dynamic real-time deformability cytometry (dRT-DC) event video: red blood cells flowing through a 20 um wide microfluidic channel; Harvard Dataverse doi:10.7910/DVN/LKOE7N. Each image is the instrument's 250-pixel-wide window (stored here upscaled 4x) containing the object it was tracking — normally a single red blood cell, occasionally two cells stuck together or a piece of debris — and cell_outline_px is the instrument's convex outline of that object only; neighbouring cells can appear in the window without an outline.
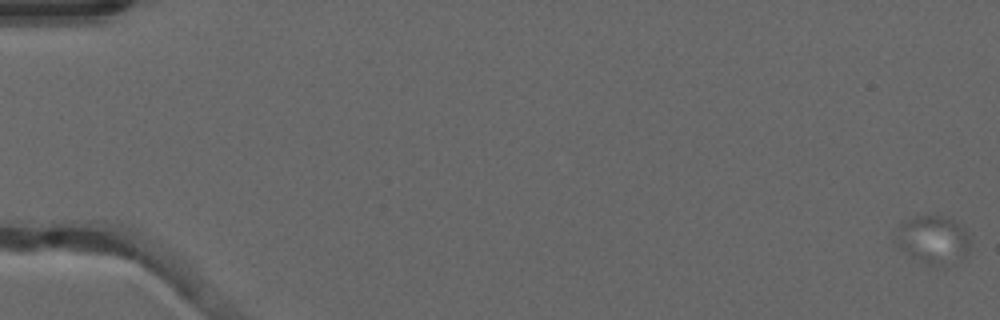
{"species": "common noctule bat (a hibernating species)", "species_latin": "Nyctalus noctula", "temperature_condition": "warm", "stored_images_in_passage": 31, "camera_frame_rate_fps": 3000, "um_per_image_px": 0.085, "animal": {"sex": "male", "forearm_length_mm": 52.5}, "frame": {"image": 1, "passage_image": 1, "time_ms": 0.0, "image_size_px": [1000, 320], "cell_outline_px": [[968, 252], [960, 260], [944, 268], [936, 268], [912, 256], [900, 248], [892, 240], [900, 224], [916, 216], [948, 216], [964, 228], [968, 236]], "centroid_in_image_um": [79.31, 20.4], "position_along_channel_um": 5.7, "area_um2": 21.04}}
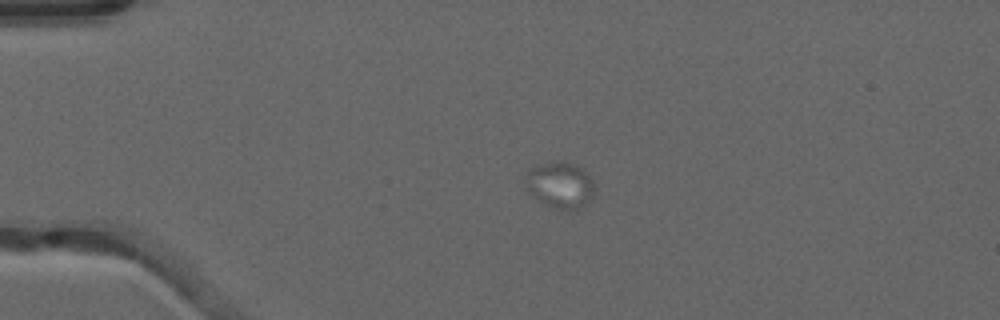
{"frame": {"image": 2, "passage_image": 14, "time_ms": 4.333, "image_size_px": [1000, 320], "cell_outline_px": [[596, 192], [580, 208], [572, 212], [556, 208], [540, 200], [528, 192], [528, 168], [544, 164], [576, 164], [592, 180]], "centroid_in_image_um": [47.66, 15.78], "position_along_channel_um": 37.3, "area_um2": 17.74}}
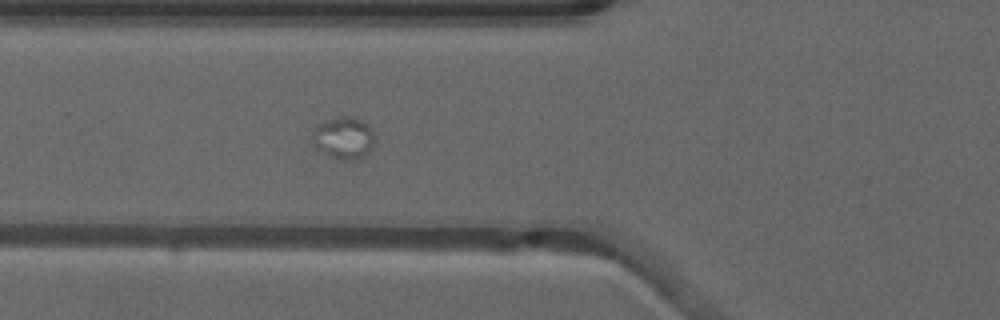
{"frame": {"image": 3, "passage_image": 22, "time_ms": 7.0, "image_size_px": [1000, 320], "cell_outline_px": [[372, 144], [368, 152], [364, 156], [356, 160], [348, 160], [332, 156], [316, 148], [312, 144], [312, 132], [316, 124], [340, 116], [344, 116], [360, 120], [368, 124], [372, 128]], "centroid_in_image_um": [29.17, 11.71], "position_along_channel_um": 96.6, "area_um2": 14.97}}